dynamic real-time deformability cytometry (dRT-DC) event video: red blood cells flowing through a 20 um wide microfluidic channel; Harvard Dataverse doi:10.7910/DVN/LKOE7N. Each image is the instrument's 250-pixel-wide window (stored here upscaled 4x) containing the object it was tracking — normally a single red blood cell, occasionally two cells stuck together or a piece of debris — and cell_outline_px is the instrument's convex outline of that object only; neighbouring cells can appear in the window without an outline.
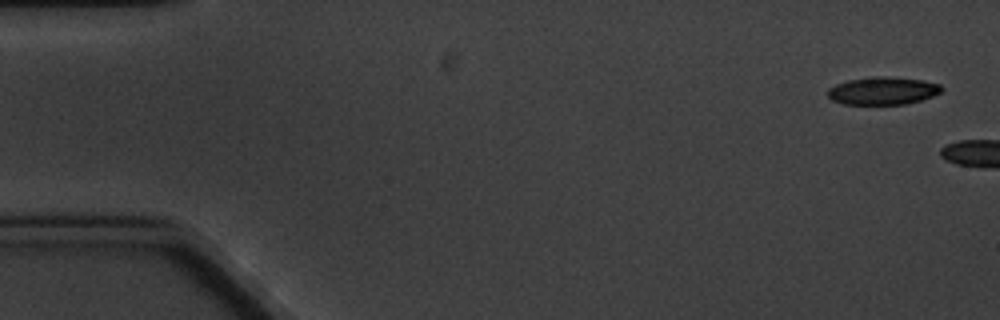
{"species": "common noctule bat (a hibernating species)", "species_latin": "Nyctalus noctula", "temperature_condition": "cold", "stored_images_in_passage": 4, "camera_frame_rate_fps": 3000, "um_per_image_px": 0.085, "animal": {"sex": "male", "body_mass_g": 20.1, "forearm_length_mm": 53.5}, "frame": {"image": 1, "passage_image": 1, "time_ms": 0.0, "image_size_px": [1000, 320], "cell_outline_px": [[944, 88], [940, 92], [932, 96], [920, 100], [904, 104], [844, 104], [832, 100], [828, 96], [828, 88], [836, 84], [848, 80], [872, 76], [888, 76], [920, 80], [940, 84]], "centroid_in_image_um": [75.02, 7.71], "position_along_channel_um": 10.0, "area_um2": 18.32}}